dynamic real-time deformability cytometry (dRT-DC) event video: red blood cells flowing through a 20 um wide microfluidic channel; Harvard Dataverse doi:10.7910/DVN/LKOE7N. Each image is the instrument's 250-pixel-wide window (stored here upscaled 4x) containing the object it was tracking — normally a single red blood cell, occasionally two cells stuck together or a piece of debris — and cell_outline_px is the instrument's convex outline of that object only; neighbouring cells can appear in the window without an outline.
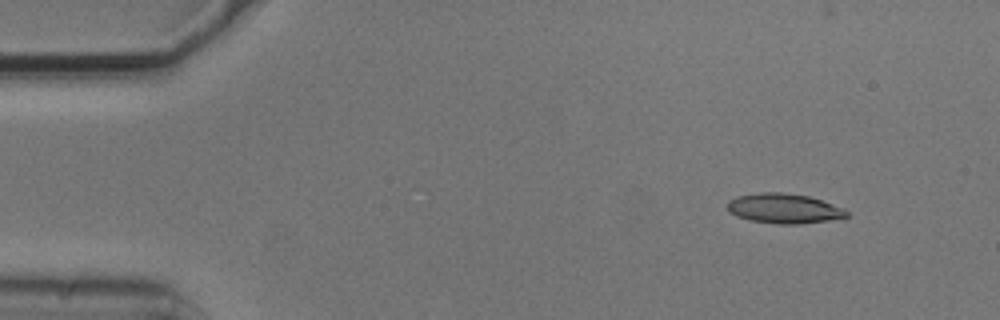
{"species": "common noctule bat (a hibernating species)", "species_latin": "Nyctalus noctula", "temperature_condition": "cold", "stored_images_in_passage": 4, "camera_frame_rate_fps": 3000, "um_per_image_px": 0.085, "animal": {"sex": "male", "body_mass_g": 20.5, "forearm_length_mm": 52.5}, "frame": {"image": 1, "passage_image": 2, "time_ms": 0.333, "image_size_px": [1000, 320], "cell_outline_px": [[848, 216], [844, 220], [796, 224], [776, 224], [752, 220], [736, 216], [728, 212], [728, 200], [736, 196], [760, 192], [784, 192], [808, 196], [844, 208], [848, 212]], "centroid_in_image_um": [66.69, 17.73], "position_along_channel_um": 18.3, "area_um2": 21.1}}
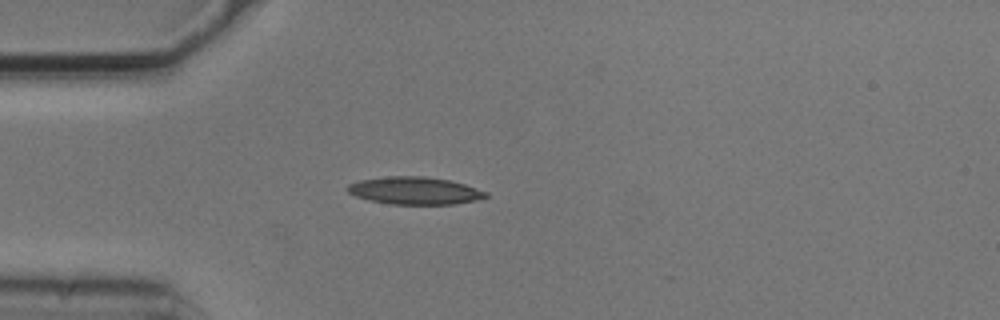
{"frame": {"image": 2, "passage_image": 4, "time_ms": 1.0, "image_size_px": [1000, 320], "cell_outline_px": [[488, 196], [476, 200], [452, 204], [392, 204], [368, 200], [356, 196], [348, 192], [344, 188], [348, 184], [360, 180], [388, 176], [424, 176], [448, 180], [464, 184], [488, 192]], "centroid_in_image_um": [35.22, 16.2], "position_along_channel_um": 49.8, "area_um2": 22.08}}